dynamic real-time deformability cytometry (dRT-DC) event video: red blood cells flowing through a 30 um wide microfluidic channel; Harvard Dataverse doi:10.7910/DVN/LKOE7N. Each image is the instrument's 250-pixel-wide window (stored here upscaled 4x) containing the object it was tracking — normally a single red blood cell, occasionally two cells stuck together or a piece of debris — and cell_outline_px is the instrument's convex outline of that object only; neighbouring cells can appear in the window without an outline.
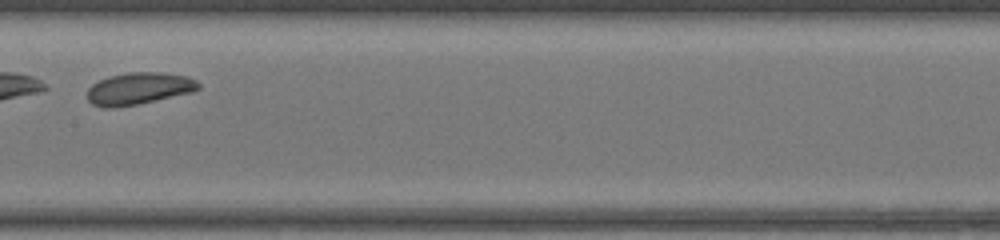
{"species": "common noctule bat (a hibernating species)", "species_latin": "Nyctalus noctula", "temperature_condition": "warm", "stored_images_in_passage": 28, "camera_frame_rate_fps": 3000, "um_per_image_px": 0.085, "animal": {"sex": "female", "body_mass_g": 17.0, "forearm_length_mm": 48.0}, "frame": {"image": 1, "passage_image": 13, "time_ms": 4.0, "image_size_px": [1000, 240], "cell_outline_px": [[200, 88], [192, 92], [136, 104], [112, 108], [104, 108], [92, 104], [88, 100], [88, 88], [92, 84], [108, 76], [128, 72], [160, 72], [188, 76], [196, 80], [200, 84]], "centroid_in_image_um": [11.79, 7.51], "position_along_channel_um": 195.6, "area_um2": 20.69}, "authors_computed_cell_mechanics": {"area_um2": 20.3167, "velocity_mm_per_s": 4.1669, "shape_relaxation_time_tau1_ms": 0.2126, "shape_relaxation_time_tau2_ms": null, "deformation_change_tau1": 0.1949, "deformation_change_tau2": null}}